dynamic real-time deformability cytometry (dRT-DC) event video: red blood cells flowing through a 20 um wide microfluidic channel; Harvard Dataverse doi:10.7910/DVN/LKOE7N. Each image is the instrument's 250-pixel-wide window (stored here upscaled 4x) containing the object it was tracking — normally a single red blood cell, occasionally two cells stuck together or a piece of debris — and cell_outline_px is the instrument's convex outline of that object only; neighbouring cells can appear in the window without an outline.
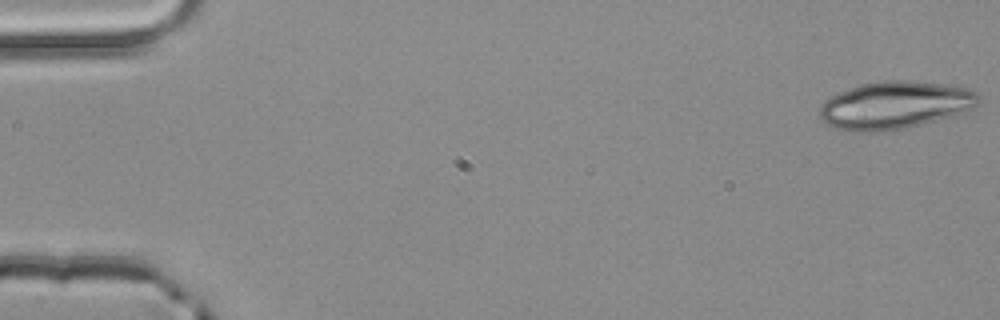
{"species": "common noctule bat (a hibernating species)", "species_latin": "Nyctalus noctula", "temperature_condition": "room temperature", "stored_images_in_passage": 2, "camera_frame_rate_fps": 3000, "um_per_image_px": 0.085, "animal": {"sex": "male", "body_mass_g": 20.4}, "frame": {"image": 1, "passage_image": 2, "time_ms": 0.333, "image_size_px": [1000, 320], "cell_outline_px": [[980, 100], [968, 112], [904, 128], [876, 132], [856, 132], [836, 128], [824, 124], [820, 120], [820, 104], [824, 100], [840, 92], [860, 84], [884, 80], [908, 80], [940, 84], [968, 88], [976, 92], [980, 96]], "centroid_in_image_um": [76.05, 8.94], "position_along_channel_um": 9.0, "area_um2": 44.16}}